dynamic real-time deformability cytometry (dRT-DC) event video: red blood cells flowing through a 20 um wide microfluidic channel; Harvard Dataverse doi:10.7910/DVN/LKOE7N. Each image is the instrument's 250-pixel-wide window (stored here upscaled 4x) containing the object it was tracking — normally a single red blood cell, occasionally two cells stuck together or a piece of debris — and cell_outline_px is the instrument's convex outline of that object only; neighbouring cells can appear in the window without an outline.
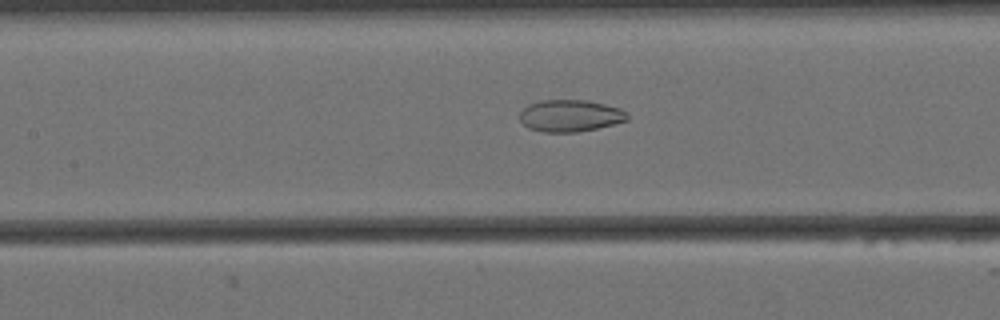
{"species": "Egyptian fruit bat (a non-hibernating species)", "species_latin": "Rousettus aegyptiacus", "temperature_condition": "cold", "stored_images_in_passage": 58, "camera_frame_rate_fps": 3000, "um_per_image_px": 0.085, "animal": {"sex": "female"}, "frame": {"image": 1, "passage_image": 25, "time_ms": 8.0, "image_size_px": [1000, 320], "cell_outline_px": [[628, 120], [596, 128], [576, 132], [540, 132], [528, 128], [520, 120], [520, 112], [528, 104], [540, 100], [588, 100], [620, 108], [628, 112]], "centroid_in_image_um": [48.45, 9.83], "position_along_channel_um": 158.9, "area_um2": 20.06}}
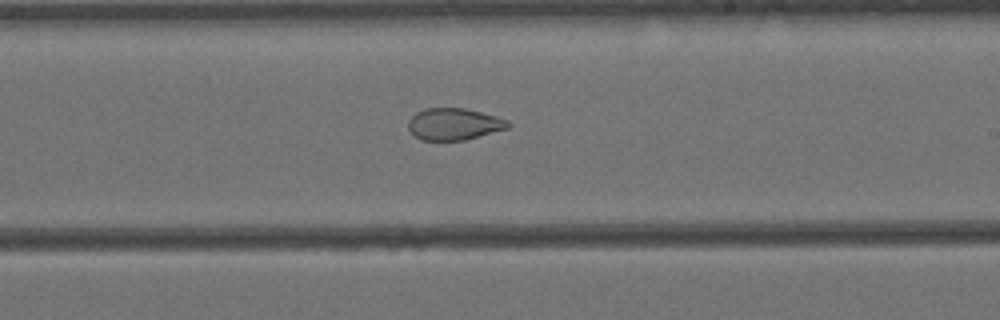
{"frame": {"image": 2, "passage_image": 33, "time_ms": 10.667, "image_size_px": [1000, 320], "cell_outline_px": [[512, 124], [508, 128], [464, 140], [420, 140], [408, 128], [408, 120], [416, 112], [424, 108], [464, 108], [496, 116], [508, 120]], "centroid_in_image_um": [38.58, 10.54], "position_along_channel_um": 250.4, "area_um2": 18.44}}
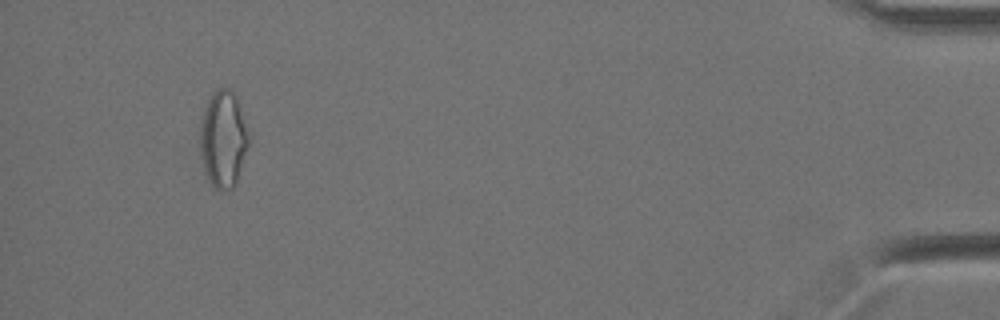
{"frame": {"image": 3, "passage_image": 54, "time_ms": 17.667, "image_size_px": [1000, 320], "cell_outline_px": [[252, 136], [236, 184], [232, 188], [216, 188], [208, 180], [204, 172], [200, 152], [200, 120], [208, 100], [216, 88], [228, 88], [232, 92], [236, 100]], "centroid_in_image_um": [18.98, 11.83], "position_along_channel_um": 416.2, "area_um2": 27.57}, "authors_computed_cell_mechanics": {"area_um2": 24.3049, "velocity_mm_per_s": 3.4442, "shape_relaxation_time_tau1_ms": null, "shape_relaxation_time_tau2_ms": 2.2297, "deformation_change_tau1": null, "deformation_change_tau2": 0.0738}}